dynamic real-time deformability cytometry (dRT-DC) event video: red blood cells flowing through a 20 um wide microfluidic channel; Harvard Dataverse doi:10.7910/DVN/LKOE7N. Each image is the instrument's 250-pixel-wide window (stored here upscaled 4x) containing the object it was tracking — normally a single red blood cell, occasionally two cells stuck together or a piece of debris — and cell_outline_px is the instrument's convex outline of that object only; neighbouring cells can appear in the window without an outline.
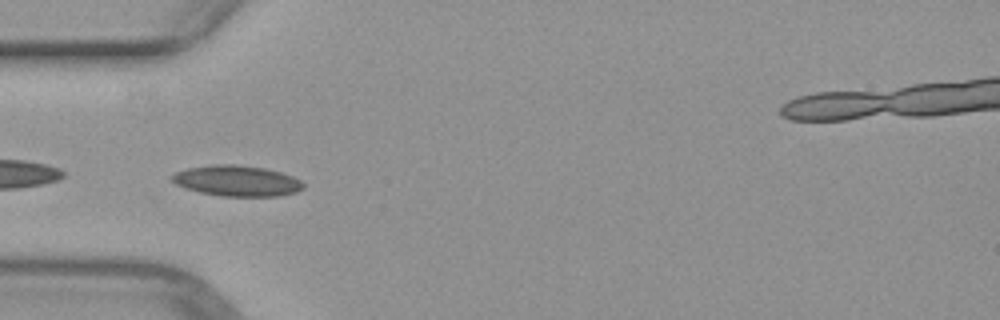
{"species": "common noctule bat (a hibernating species)", "species_latin": "Nyctalus noctula", "temperature_condition": "warm", "stored_images_in_passage": 50, "camera_frame_rate_fps": 3000, "um_per_image_px": 0.085, "animal": {"sex": "female", "body_mass_g": 29.2, "forearm_length_mm": 56.3}, "frame": {"image": 1, "passage_image": 14, "time_ms": 4.333, "image_size_px": [1000, 320], "cell_outline_px": [[304, 188], [296, 192], [280, 196], [220, 196], [200, 192], [184, 188], [176, 184], [168, 176], [176, 172], [188, 168], [212, 164], [236, 164], [264, 168], [280, 172], [292, 176], [300, 180], [304, 184]], "centroid_in_image_um": [20.12, 15.37], "position_along_channel_um": 64.9, "area_um2": 23.64}}
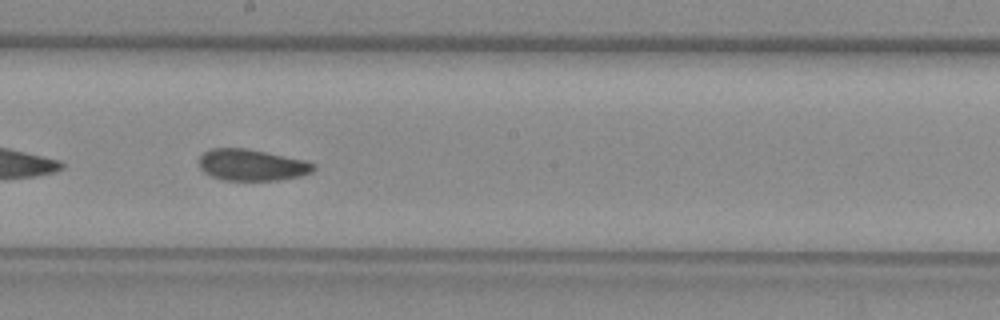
{"frame": {"image": 2, "passage_image": 26, "time_ms": 8.333, "image_size_px": [1000, 320], "cell_outline_px": [[316, 168], [312, 172], [300, 176], [280, 180], [224, 180], [212, 176], [204, 172], [200, 168], [200, 156], [204, 152], [212, 148], [244, 148], [304, 160], [316, 164]], "centroid_in_image_um": [21.41, 14.03], "position_along_channel_um": 226.8, "area_um2": 20.81}}
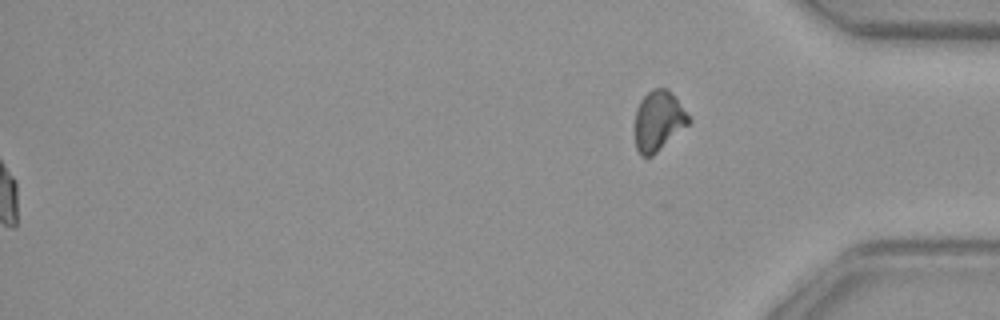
{"frame": {"image": 3, "passage_image": 50, "time_ms": 16.333, "image_size_px": [1000, 320], "cell_outline_px": [[692, 120], [688, 124], [652, 156], [640, 156], [636, 148], [636, 108], [640, 100], [652, 88], [668, 88]], "centroid_in_image_um": [55.96, 10.25], "position_along_channel_um": 379.2, "area_um2": 18.5}}